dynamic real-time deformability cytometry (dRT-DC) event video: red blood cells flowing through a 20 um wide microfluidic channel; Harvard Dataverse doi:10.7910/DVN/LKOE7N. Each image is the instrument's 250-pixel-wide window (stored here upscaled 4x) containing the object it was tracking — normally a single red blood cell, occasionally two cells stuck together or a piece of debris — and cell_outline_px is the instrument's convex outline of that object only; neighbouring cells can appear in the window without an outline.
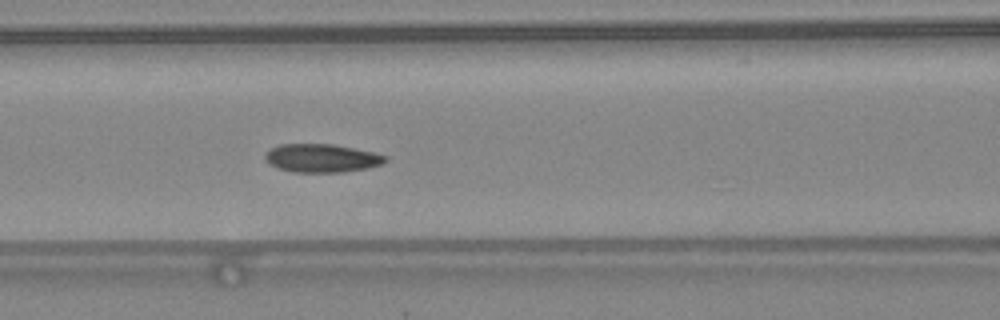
{"species": "common noctule bat (a hibernating species)", "species_latin": "Nyctalus noctula", "temperature_condition": "warm", "stored_images_in_passage": 29, "camera_frame_rate_fps": 3000, "um_per_image_px": 0.085, "animal": {"sex": "female", "body_mass_g": 24.6, "forearm_length_mm": 56.2}, "frame": {"image": 1, "passage_image": 20, "time_ms": 6.333, "image_size_px": [1000, 320], "cell_outline_px": [[388, 160], [384, 164], [368, 168], [344, 172], [292, 172], [276, 168], [268, 164], [264, 160], [264, 156], [272, 148], [280, 144], [332, 144], [376, 152], [388, 156]], "centroid_in_image_um": [27.38, 13.45], "position_along_channel_um": 139.2, "area_um2": 20.17}}